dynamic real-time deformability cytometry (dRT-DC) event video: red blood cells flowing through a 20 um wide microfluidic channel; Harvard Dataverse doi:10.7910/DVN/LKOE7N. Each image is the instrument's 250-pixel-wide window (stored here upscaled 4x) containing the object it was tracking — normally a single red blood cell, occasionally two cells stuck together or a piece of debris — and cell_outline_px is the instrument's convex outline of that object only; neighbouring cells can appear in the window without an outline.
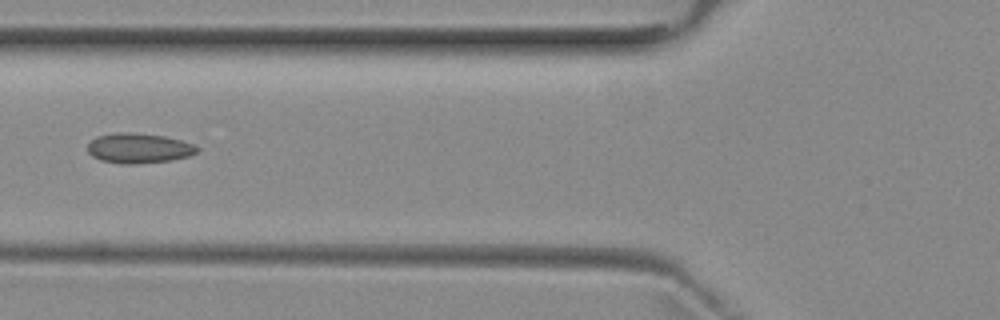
{"species": "common noctule bat (a hibernating species)", "species_latin": "Nyctalus noctula", "temperature_condition": "room temperature", "stored_images_in_passage": 7, "camera_frame_rate_fps": 3000, "um_per_image_px": 0.085, "animal": {"sex": "female", "body_mass_g": 29.2, "forearm_length_mm": 56.3}, "frame": {"image": 1, "passage_image": 6, "time_ms": 6.0, "image_size_px": [1000, 320], "cell_outline_px": [[200, 148], [196, 152], [188, 156], [172, 160], [132, 164], [124, 164], [100, 160], [92, 156], [88, 152], [88, 144], [96, 136], [116, 132], [132, 132], [164, 136], [180, 140], [192, 144]], "centroid_in_image_um": [11.77, 12.59], "position_along_channel_um": 114.0, "area_um2": 19.07}}
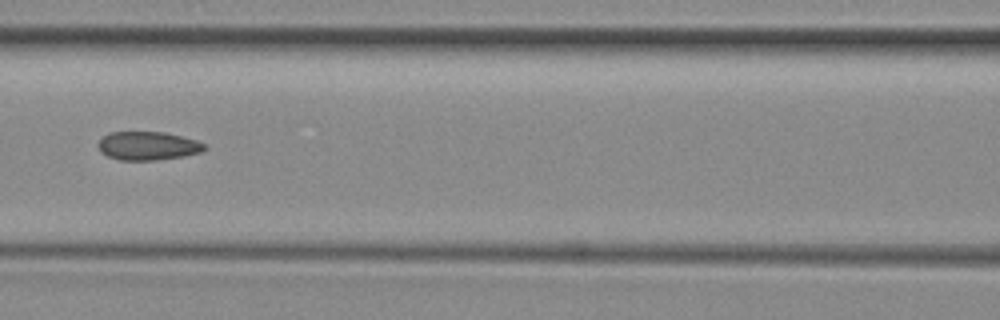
{"frame": {"image": 2, "passage_image": 7, "time_ms": 7.0, "image_size_px": [1000, 320], "cell_outline_px": [[208, 148], [200, 152], [184, 156], [152, 160], [120, 160], [108, 156], [100, 152], [96, 144], [108, 132], [164, 132], [196, 140], [208, 144]], "centroid_in_image_um": [12.57, 12.39], "position_along_channel_um": 154.0, "area_um2": 17.74}}